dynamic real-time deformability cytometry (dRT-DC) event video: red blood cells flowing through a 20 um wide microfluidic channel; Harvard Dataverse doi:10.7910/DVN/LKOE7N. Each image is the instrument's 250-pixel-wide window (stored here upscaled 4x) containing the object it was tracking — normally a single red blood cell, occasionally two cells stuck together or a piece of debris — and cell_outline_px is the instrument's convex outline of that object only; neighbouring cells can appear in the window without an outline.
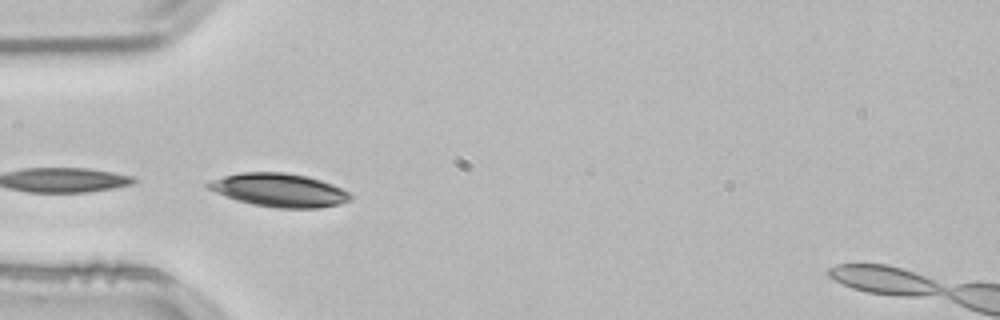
{"species": "common noctule bat (a hibernating species)", "species_latin": "Nyctalus noctula", "temperature_condition": "room temperature", "stored_images_in_passage": 52, "camera_frame_rate_fps": 3000, "um_per_image_px": 0.085, "animal": {"sex": "male", "body_mass_g": 21.5, "forearm_length_mm": 52.0}, "frame": {"image": 1, "passage_image": 15, "time_ms": 4.667, "image_size_px": [1000, 320], "cell_outline_px": [[352, 200], [340, 204], [316, 208], [276, 208], [252, 204], [236, 200], [216, 192], [208, 188], [204, 184], [212, 180], [224, 176], [240, 172], [284, 172], [308, 176], [332, 184], [348, 192], [352, 196]], "centroid_in_image_um": [23.74, 16.16], "position_along_channel_um": 61.3, "area_um2": 27.63}, "authors_computed_cell_mechanics": {"area_um2": 19.8832, "velocity_mm_per_s": 3.7729, "shape_relaxation_time_tau1_ms": 4.671, "shape_relaxation_time_tau2_ms": 4.0561, "deformation_change_tau1": 0.1253, "deformation_change_tau2": 0.0995}}